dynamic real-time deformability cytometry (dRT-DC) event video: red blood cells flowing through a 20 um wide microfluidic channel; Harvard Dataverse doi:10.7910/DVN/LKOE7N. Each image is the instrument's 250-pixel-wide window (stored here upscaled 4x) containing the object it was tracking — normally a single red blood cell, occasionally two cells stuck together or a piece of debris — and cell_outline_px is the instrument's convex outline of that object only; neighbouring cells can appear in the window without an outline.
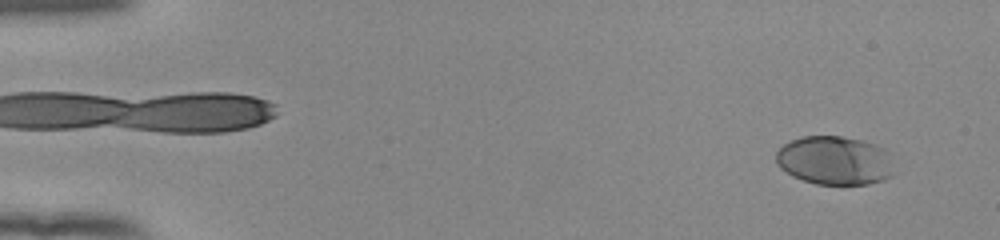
{"species": "human", "species_latin": "Homo sapiens", "temperature_condition": "room temperature", "stored_images_in_passage": 52, "camera_frame_rate_fps": 3000, "um_per_image_px": 0.085, "donor": {"sex": "female"}, "frame": {"image": 1, "passage_image": 4, "time_ms": 1.0, "image_size_px": [1000, 240], "cell_outline_px": [[892, 176], [884, 180], [868, 184], [816, 184], [792, 176], [780, 168], [776, 164], [776, 152], [784, 144], [792, 140], [804, 136], [840, 136], [860, 140], [876, 144], [884, 148]], "centroid_in_image_um": [70.88, 13.64], "position_along_channel_um": 14.1, "area_um2": 33.12}}
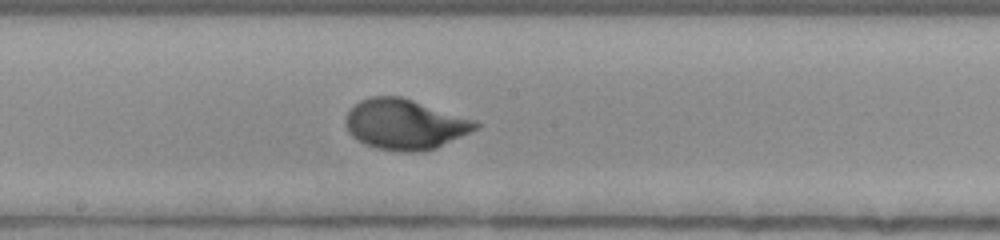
{"frame": {"image": 2, "passage_image": 31, "time_ms": 10.0, "image_size_px": [1000, 240], "cell_outline_px": [[484, 124], [436, 148], [420, 152], [400, 152], [376, 148], [364, 144], [352, 136], [348, 132], [344, 120], [348, 112], [360, 100], [372, 96], [400, 96]], "centroid_in_image_um": [34.35, 10.58], "position_along_channel_um": 213.8, "area_um2": 37.57}}
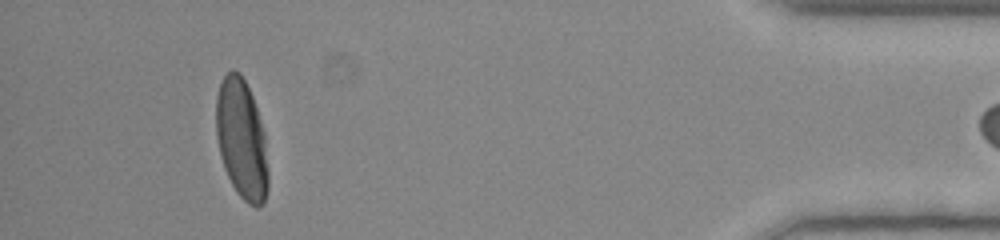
{"frame": {"image": 3, "passage_image": 51, "time_ms": 16.667, "image_size_px": [1000, 240], "cell_outline_px": [[268, 188], [264, 204], [256, 208], [248, 204], [236, 192], [224, 168], [220, 156], [216, 136], [216, 96], [220, 84], [224, 76], [232, 68], [240, 72], [252, 96], [264, 132], [268, 168]], "centroid_in_image_um": [20.54, 11.86], "position_along_channel_um": 414.7, "area_um2": 36.53}}